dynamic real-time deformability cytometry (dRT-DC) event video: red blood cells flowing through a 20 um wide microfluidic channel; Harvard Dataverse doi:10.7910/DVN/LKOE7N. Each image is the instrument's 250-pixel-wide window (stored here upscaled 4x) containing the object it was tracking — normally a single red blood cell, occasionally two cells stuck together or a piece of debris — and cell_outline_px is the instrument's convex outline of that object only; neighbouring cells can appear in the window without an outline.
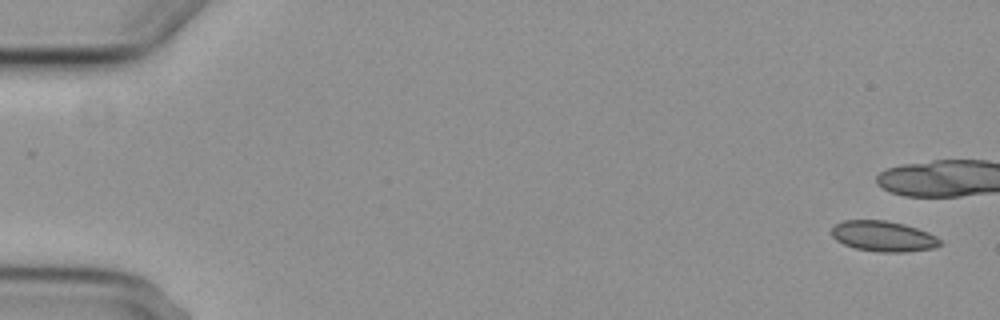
{"species": "common noctule bat (a hibernating species)", "species_latin": "Nyctalus noctula", "temperature_condition": "cold", "stored_images_in_passage": 12, "camera_frame_rate_fps": 3000, "um_per_image_px": 0.085, "animal": {"sex": "female", "body_mass_g": 29.2, "forearm_length_mm": 56.3}, "frame": {"image": 1, "passage_image": 1, "time_ms": 0.0, "image_size_px": [1000, 320], "cell_outline_px": [[940, 244], [932, 248], [904, 252], [880, 252], [856, 248], [844, 244], [836, 240], [832, 236], [832, 228], [836, 224], [844, 220], [884, 220], [904, 224], [928, 232], [936, 236], [940, 240]], "centroid_in_image_um": [75.06, 20.07], "position_along_channel_um": 9.9, "area_um2": 19.07}}